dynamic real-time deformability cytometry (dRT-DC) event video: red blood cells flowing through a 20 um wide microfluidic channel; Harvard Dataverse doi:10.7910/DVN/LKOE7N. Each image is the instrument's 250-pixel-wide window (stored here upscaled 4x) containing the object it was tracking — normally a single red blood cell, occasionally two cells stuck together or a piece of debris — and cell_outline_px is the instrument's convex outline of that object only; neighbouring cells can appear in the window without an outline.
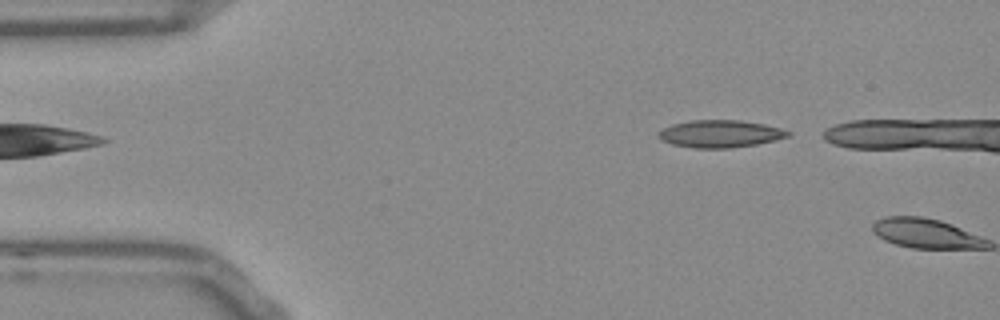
{"species": "Egyptian fruit bat (a non-hibernating species)", "species_latin": "Rousettus aegyptiacus", "temperature_condition": "room temperature", "stored_images_in_passage": 2, "camera_frame_rate_fps": 3000, "um_per_image_px": 0.085, "frame": {"image": 1, "passage_image": 1, "time_ms": 0.0, "image_size_px": [1000, 320], "cell_outline_px": [[792, 136], [776, 140], [756, 144], [732, 148], [696, 148], [672, 144], [660, 140], [656, 136], [656, 132], [672, 124], [692, 120], [740, 120], [764, 124], [780, 128], [792, 132]], "centroid_in_image_um": [61.21, 11.37], "position_along_channel_um": 23.8, "area_um2": 20.87}}